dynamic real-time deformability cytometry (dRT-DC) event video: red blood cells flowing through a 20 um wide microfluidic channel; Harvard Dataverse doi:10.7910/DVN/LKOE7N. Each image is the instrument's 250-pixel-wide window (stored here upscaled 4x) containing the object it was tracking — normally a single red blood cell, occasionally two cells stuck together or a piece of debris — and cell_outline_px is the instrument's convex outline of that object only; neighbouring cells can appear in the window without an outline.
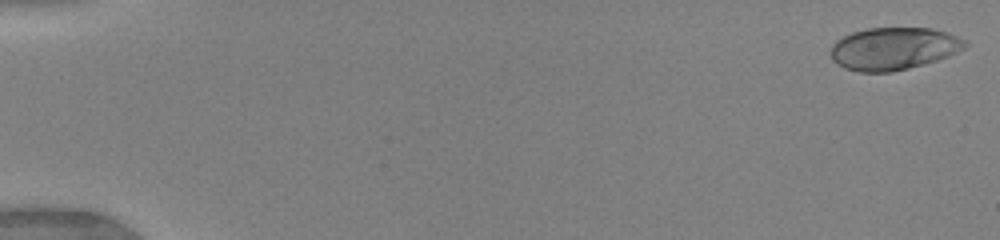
{"species": "human", "species_latin": "Homo sapiens", "temperature_condition": "warm", "stored_images_in_passage": 24, "camera_frame_rate_fps": 3000, "um_per_image_px": 0.085, "donor": {"sex": "female"}, "frame": {"image": 1, "passage_image": 1, "time_ms": 0.0, "image_size_px": [1000, 240], "cell_outline_px": [[968, 44], [964, 48], [948, 56], [936, 60], [892, 72], [860, 72], [844, 68], [836, 64], [832, 60], [828, 52], [832, 44], [836, 40], [852, 32], [868, 28], [932, 28], [948, 32], [968, 40]], "centroid_in_image_um": [75.93, 4.12], "position_along_channel_um": 9.1, "area_um2": 33.47}}
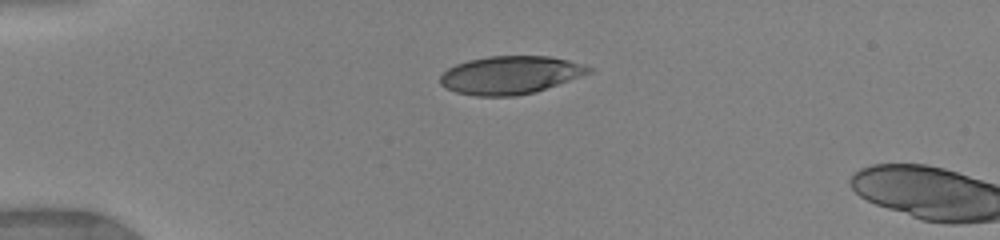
{"frame": {"image": 2, "passage_image": 19, "time_ms": 4.0, "image_size_px": [1000, 240], "cell_outline_px": [[592, 72], [536, 92], [512, 96], [476, 96], [456, 92], [440, 84], [440, 76], [448, 68], [456, 64], [468, 60], [488, 56], [548, 56], [568, 60], [584, 64], [592, 68]], "centroid_in_image_um": [43.38, 6.37], "position_along_channel_um": 41.6, "area_um2": 32.83}}